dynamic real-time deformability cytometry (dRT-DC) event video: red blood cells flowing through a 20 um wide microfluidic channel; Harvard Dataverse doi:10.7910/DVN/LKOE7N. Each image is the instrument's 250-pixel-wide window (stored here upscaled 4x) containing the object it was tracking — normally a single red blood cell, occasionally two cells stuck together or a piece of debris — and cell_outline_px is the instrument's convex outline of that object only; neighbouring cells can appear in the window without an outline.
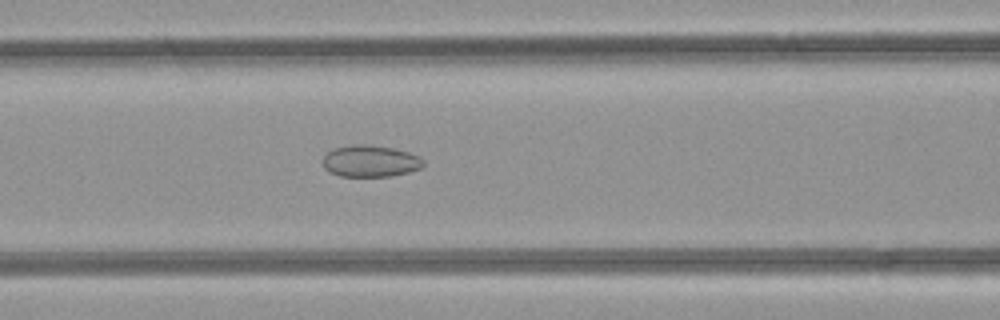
{"species": "common noctule bat (a hibernating species)", "species_latin": "Nyctalus noctula", "temperature_condition": "room temperature", "stored_images_in_passage": 32, "camera_frame_rate_fps": 3000, "um_per_image_px": 0.085, "animal": {"sex": "female", "body_mass_g": 21.9}, "frame": {"image": 1, "passage_image": 6, "time_ms": 1.667, "image_size_px": [1000, 320], "cell_outline_px": [[424, 164], [420, 168], [408, 172], [392, 176], [340, 176], [328, 172], [324, 168], [320, 160], [328, 152], [336, 148], [352, 144], [368, 144], [392, 148], [408, 152], [420, 156], [424, 160]], "centroid_in_image_um": [31.45, 13.69], "position_along_channel_um": 135.2, "area_um2": 18.73}}
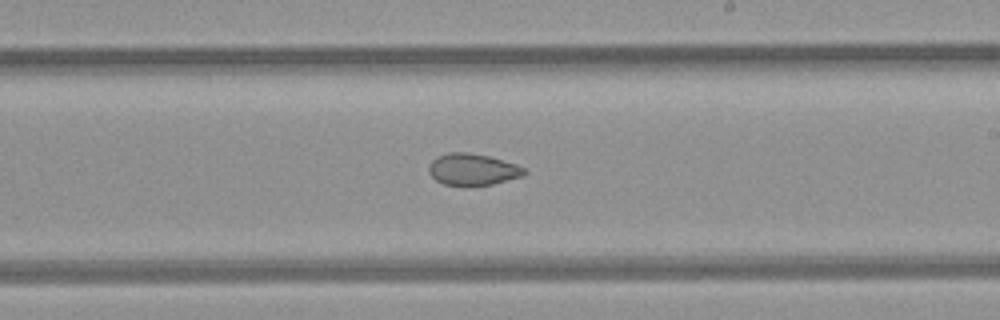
{"frame": {"image": 2, "passage_image": 14, "time_ms": 4.333, "image_size_px": [1000, 320], "cell_outline_px": [[528, 172], [524, 176], [492, 184], [444, 184], [436, 180], [428, 172], [428, 164], [436, 156], [448, 152], [468, 152], [488, 156], [516, 164], [524, 168]], "centroid_in_image_um": [40.17, 14.37], "position_along_channel_um": 248.8, "area_um2": 17.46}}
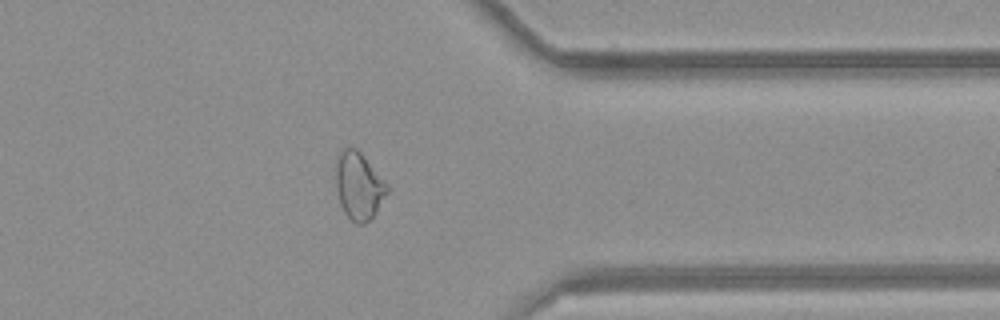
{"frame": {"image": 3, "passage_image": 24, "time_ms": 7.667, "image_size_px": [1000, 320], "cell_outline_px": [[388, 192], [376, 212], [364, 224], [356, 224], [344, 212], [340, 204], [336, 188], [336, 160], [340, 152], [348, 144], [356, 148], [364, 156], [388, 184]], "centroid_in_image_um": [30.49, 15.77], "position_along_channel_um": 380.9, "area_um2": 20.17}, "authors_computed_cell_mechanics": {"area_um2": 18.7561, "velocity_mm_per_s": 4.2728, "shape_relaxation_time_tau1_ms": null, "shape_relaxation_time_tau2_ms": 2.9191, "deformation_change_tau1": null, "deformation_change_tau2": 0.0782}}